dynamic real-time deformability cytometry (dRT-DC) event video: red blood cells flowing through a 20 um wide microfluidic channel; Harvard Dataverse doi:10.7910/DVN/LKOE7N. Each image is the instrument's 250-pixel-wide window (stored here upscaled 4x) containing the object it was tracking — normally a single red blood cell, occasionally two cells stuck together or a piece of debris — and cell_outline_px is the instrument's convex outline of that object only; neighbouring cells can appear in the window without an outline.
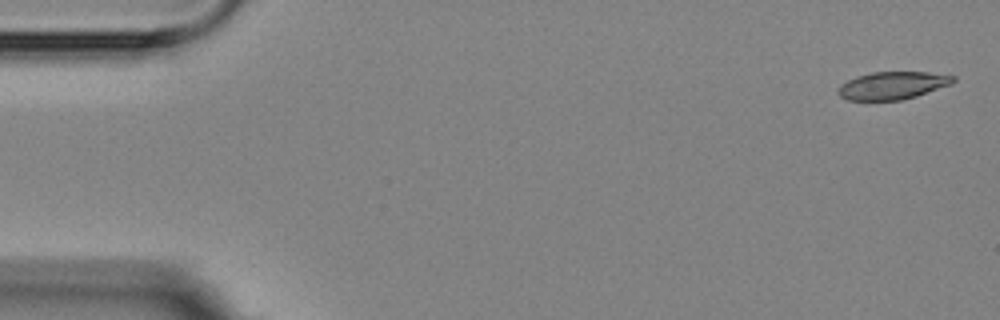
{"species": "Egyptian fruit bat (a non-hibernating species)", "species_latin": "Rousettus aegyptiacus", "temperature_condition": "room temperature", "stored_images_in_passage": 4, "camera_frame_rate_fps": 3000, "um_per_image_px": 0.085, "animal": {"sex": "female"}, "frame": {"image": 1, "passage_image": 1, "time_ms": 0.0, "image_size_px": [1000, 320], "cell_outline_px": [[956, 80], [952, 84], [916, 96], [900, 100], [848, 100], [840, 96], [836, 92], [836, 88], [840, 84], [856, 76], [872, 72], [928, 72], [956, 76]], "centroid_in_image_um": [75.85, 7.26], "position_along_channel_um": 9.2, "area_um2": 18.67}}
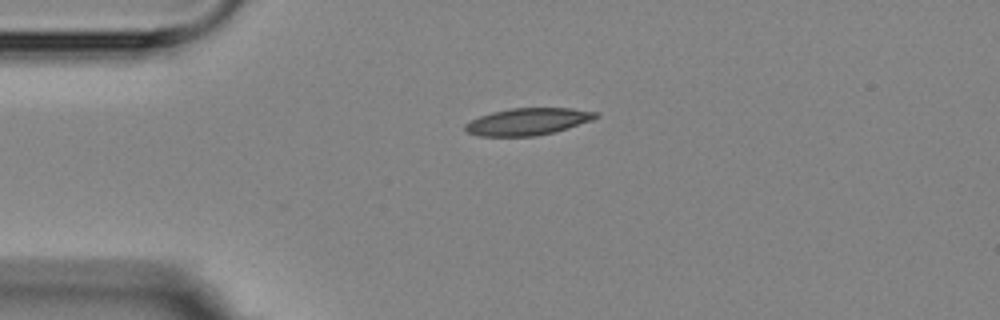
{"frame": {"image": 2, "passage_image": 4, "time_ms": 3.667, "image_size_px": [1000, 320], "cell_outline_px": [[600, 116], [592, 120], [568, 128], [536, 136], [480, 136], [468, 132], [464, 128], [464, 124], [480, 116], [492, 112], [512, 108], [572, 108], [600, 112]], "centroid_in_image_um": [44.9, 10.33], "position_along_channel_um": 40.1, "area_um2": 20.52}}